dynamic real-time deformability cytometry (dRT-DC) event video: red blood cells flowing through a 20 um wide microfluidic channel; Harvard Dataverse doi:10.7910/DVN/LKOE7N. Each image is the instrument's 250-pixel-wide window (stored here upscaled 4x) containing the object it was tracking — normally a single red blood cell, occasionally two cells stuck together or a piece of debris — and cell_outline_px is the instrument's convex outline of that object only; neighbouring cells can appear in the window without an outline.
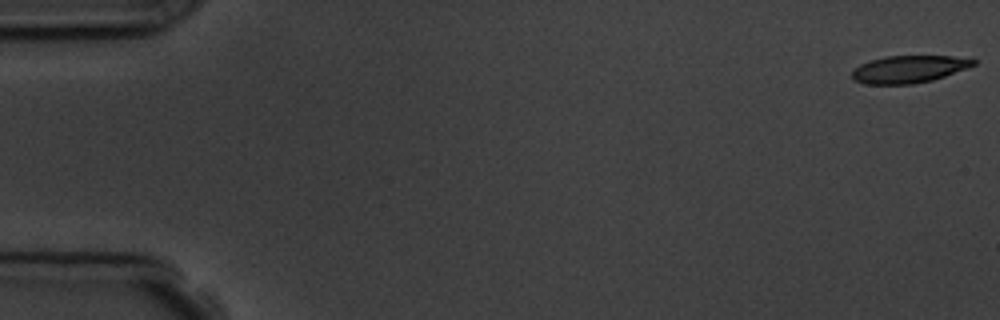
{"species": "common noctule bat (a hibernating species)", "species_latin": "Nyctalus noctula", "temperature_condition": "room temperature", "stored_images_in_passage": 9, "camera_frame_rate_fps": 3000, "um_per_image_px": 0.085, "animal": {"sex": "male", "body_mass_g": 19.5, "forearm_length_mm": 54.6}, "frame": {"image": 1, "passage_image": 1, "time_ms": 0.0, "image_size_px": [1000, 320], "cell_outline_px": [[976, 64], [944, 76], [932, 80], [912, 84], [864, 84], [852, 80], [852, 72], [860, 64], [868, 60], [884, 56], [972, 56], [976, 60]], "centroid_in_image_um": [77.26, 5.86], "position_along_channel_um": 7.7, "area_um2": 19.54}}
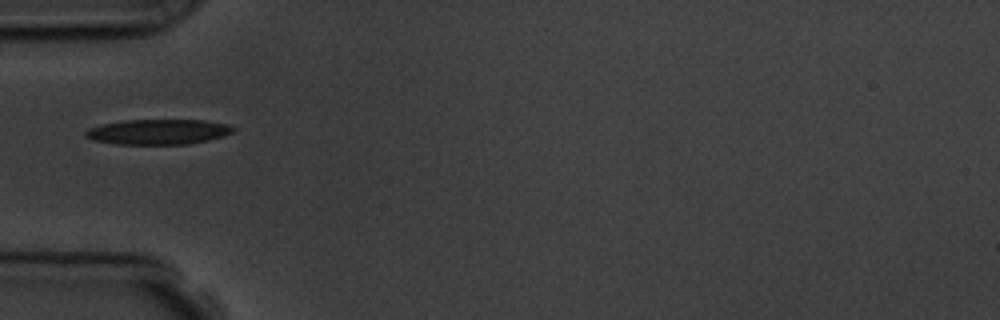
{"frame": {"image": 2, "passage_image": 6, "time_ms": 5.667, "image_size_px": [1000, 320], "cell_outline_px": [[236, 128], [232, 132], [224, 136], [208, 140], [188, 144], [116, 144], [92, 140], [84, 136], [84, 132], [88, 128], [100, 124], [124, 120], [204, 120], [228, 124]], "centroid_in_image_um": [13.42, 11.2], "position_along_channel_um": 71.6, "area_um2": 21.85}}